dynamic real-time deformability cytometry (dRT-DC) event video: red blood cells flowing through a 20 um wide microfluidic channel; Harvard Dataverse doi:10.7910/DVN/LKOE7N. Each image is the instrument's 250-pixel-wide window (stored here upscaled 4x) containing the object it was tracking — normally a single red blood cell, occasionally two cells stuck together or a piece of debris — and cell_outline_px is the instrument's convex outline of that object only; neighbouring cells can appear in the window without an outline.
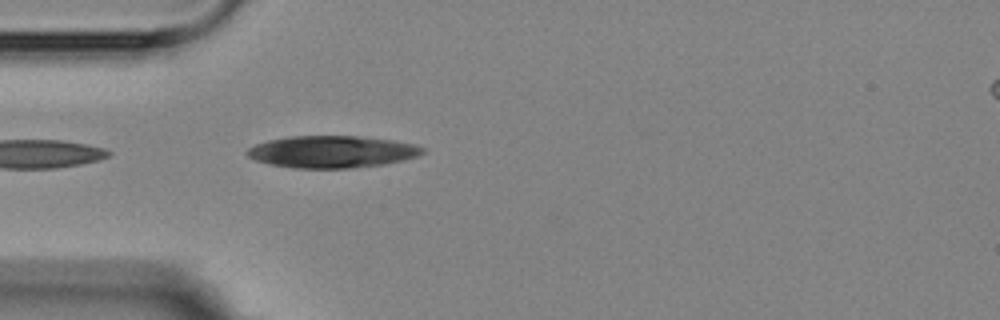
{"species": "Egyptian fruit bat (a non-hibernating species)", "species_latin": "Rousettus aegyptiacus", "temperature_condition": "room temperature", "stored_images_in_passage": 4, "camera_frame_rate_fps": 3000, "um_per_image_px": 0.085, "animal": {"sex": "female"}, "frame": {"image": 1, "passage_image": 4, "time_ms": 4.333, "image_size_px": [1000, 320], "cell_outline_px": [[424, 152], [416, 156], [404, 160], [384, 164], [352, 168], [292, 168], [272, 164], [256, 160], [248, 156], [244, 152], [248, 148], [256, 144], [268, 140], [288, 136], [356, 136], [392, 140], [416, 144], [424, 148]], "centroid_in_image_um": [28.21, 12.9], "position_along_channel_um": 56.8, "area_um2": 32.71}}